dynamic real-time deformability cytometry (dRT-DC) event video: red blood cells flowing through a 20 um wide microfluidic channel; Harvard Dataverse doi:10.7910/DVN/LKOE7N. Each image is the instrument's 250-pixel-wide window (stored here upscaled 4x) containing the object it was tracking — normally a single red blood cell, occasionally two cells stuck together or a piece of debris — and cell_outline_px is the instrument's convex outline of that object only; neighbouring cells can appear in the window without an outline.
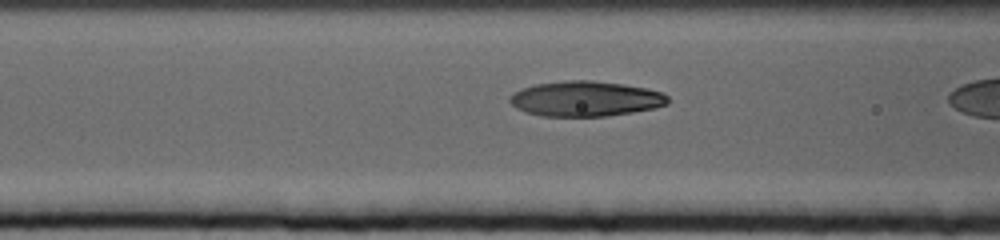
{"species": "human", "species_latin": "Homo sapiens", "temperature_condition": "cold", "stored_images_in_passage": 25, "camera_frame_rate_fps": 3000, "um_per_image_px": 0.085, "donor": {"sex": "female"}, "frame": {"image": 1, "passage_image": 18, "time_ms": 5.667, "image_size_px": [1000, 240], "cell_outline_px": [[668, 104], [652, 108], [632, 112], [604, 116], [544, 116], [528, 112], [516, 108], [508, 100], [508, 96], [512, 92], [536, 84], [568, 80], [592, 80], [624, 84], [648, 88], [664, 92], [668, 96]], "centroid_in_image_um": [49.78, 8.38], "position_along_channel_um": 116.8, "area_um2": 32.43}}
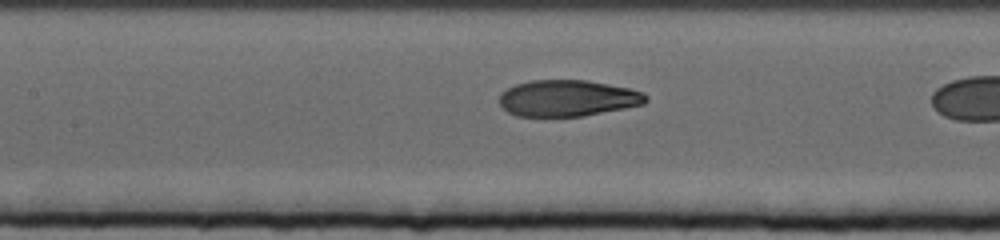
{"frame": {"image": 2, "passage_image": 22, "time_ms": 7.0, "image_size_px": [1000, 240], "cell_outline_px": [[648, 100], [644, 104], [584, 116], [516, 116], [508, 112], [500, 104], [500, 92], [516, 84], [532, 80], [584, 80], [608, 84], [628, 88], [644, 92], [648, 96]], "centroid_in_image_um": [48.26, 8.35], "position_along_channel_um": 159.1, "area_um2": 30.98}}